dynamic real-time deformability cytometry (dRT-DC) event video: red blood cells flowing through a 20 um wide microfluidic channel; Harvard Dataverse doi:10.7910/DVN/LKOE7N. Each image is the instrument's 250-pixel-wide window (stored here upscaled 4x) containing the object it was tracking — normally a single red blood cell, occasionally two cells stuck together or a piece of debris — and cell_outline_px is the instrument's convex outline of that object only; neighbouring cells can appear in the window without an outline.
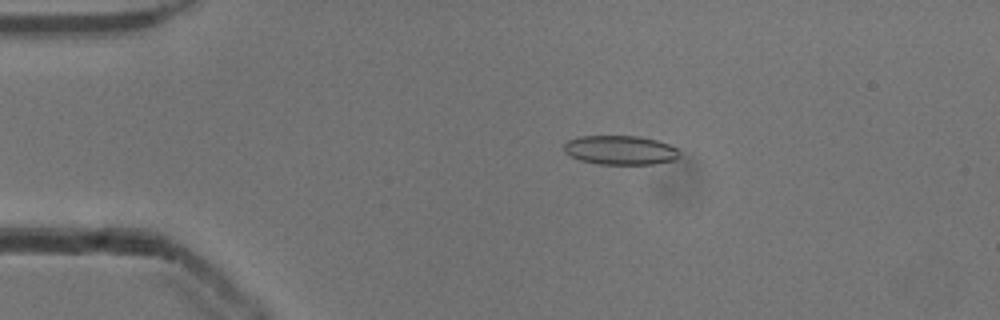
{"species": "common noctule bat (a hibernating species)", "species_latin": "Nyctalus noctula", "temperature_condition": "cold", "stored_images_in_passage": 52, "camera_frame_rate_fps": 3000, "um_per_image_px": 0.085, "animal": {"sex": "male", "body_mass_g": 13.3}, "frame": {"image": 1, "passage_image": 10, "time_ms": 3.0, "image_size_px": [1000, 320], "cell_outline_px": [[680, 156], [676, 160], [652, 164], [600, 164], [580, 160], [564, 152], [564, 144], [568, 140], [580, 136], [640, 136], [656, 140], [668, 144], [676, 148], [680, 152]], "centroid_in_image_um": [52.74, 12.76], "position_along_channel_um": 32.3, "area_um2": 19.65}}
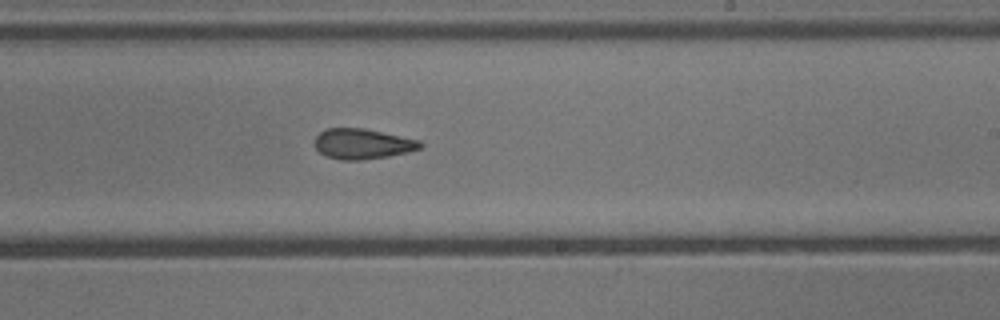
{"frame": {"image": 2, "passage_image": 31, "time_ms": 10.0, "image_size_px": [1000, 320], "cell_outline_px": [[424, 144], [420, 148], [388, 156], [360, 160], [340, 160], [328, 156], [320, 152], [316, 148], [316, 136], [324, 128], [364, 128], [420, 140]], "centroid_in_image_um": [30.8, 12.21], "position_along_channel_um": 258.2, "area_um2": 18.44}}
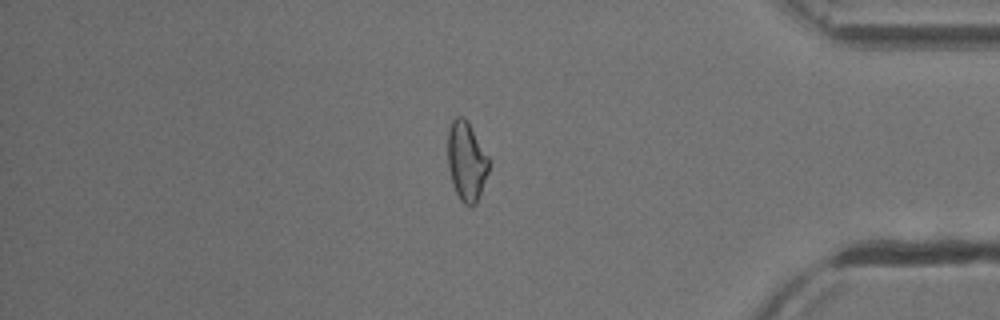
{"frame": {"image": 3, "passage_image": 44, "time_ms": 14.333, "image_size_px": [1000, 320], "cell_outline_px": [[488, 172], [476, 204], [472, 208], [464, 204], [460, 200], [452, 184], [448, 168], [448, 132], [452, 120], [456, 116], [464, 116], [468, 120], [488, 156]], "centroid_in_image_um": [39.64, 13.7], "position_along_channel_um": 395.6, "area_um2": 19.07}, "authors_computed_cell_mechanics": {"area_um2": 19.3919, "velocity_mm_per_s": 3.8993, "shape_relaxation_time_tau1_ms": null, "shape_relaxation_time_tau2_ms": 4.3709, "deformation_change_tau1": null, "deformation_change_tau2": 0.1266}}